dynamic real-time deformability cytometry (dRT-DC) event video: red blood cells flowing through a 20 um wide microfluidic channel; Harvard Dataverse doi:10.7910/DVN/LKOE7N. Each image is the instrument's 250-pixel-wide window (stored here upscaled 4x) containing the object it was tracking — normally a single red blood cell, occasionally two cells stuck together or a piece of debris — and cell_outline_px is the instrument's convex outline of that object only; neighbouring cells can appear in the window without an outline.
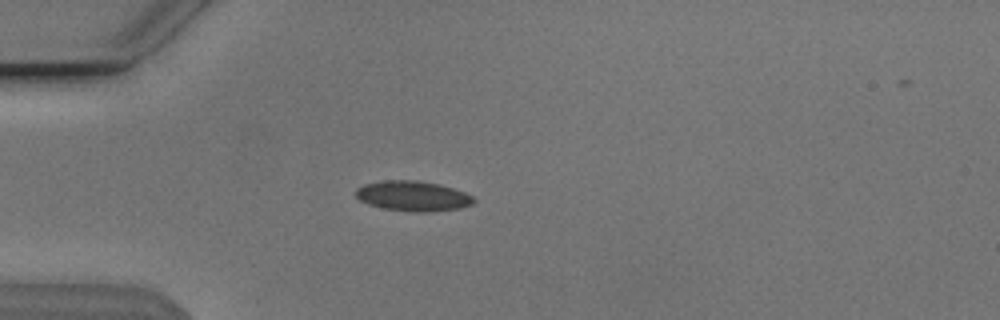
{"species": "Egyptian fruit bat (a non-hibernating species)", "species_latin": "Rousettus aegyptiacus", "temperature_condition": "cold", "stored_images_in_passage": 52, "camera_frame_rate_fps": 3000, "um_per_image_px": 0.085, "animal": {"sex": "male"}, "frame": {"image": 1, "passage_image": 14, "time_ms": 4.333, "image_size_px": [1000, 320], "cell_outline_px": [[476, 200], [472, 204], [460, 208], [432, 212], [412, 212], [384, 208], [368, 204], [360, 200], [356, 196], [356, 188], [364, 184], [384, 180], [416, 180], [436, 184], [452, 188], [464, 192], [472, 196]], "centroid_in_image_um": [35.09, 16.67], "position_along_channel_um": 49.9, "area_um2": 20.63}}
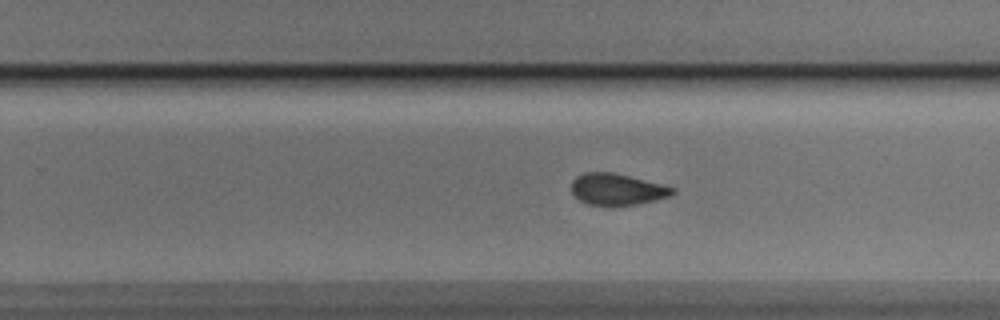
{"frame": {"image": 2, "passage_image": 33, "time_ms": 10.667, "image_size_px": [1000, 320], "cell_outline_px": [[676, 192], [668, 196], [636, 204], [608, 208], [588, 204], [580, 200], [572, 192], [572, 180], [576, 176], [584, 172], [612, 172], [676, 188]], "centroid_in_image_um": [52.4, 16.12], "position_along_channel_um": 277.4, "area_um2": 18.67}}
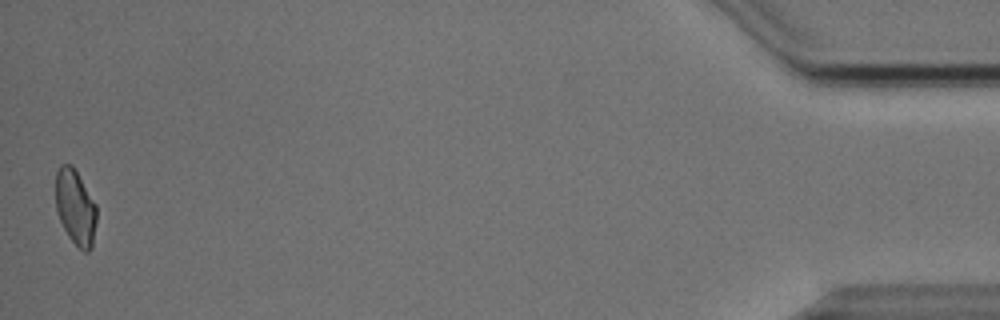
{"frame": {"image": 3, "passage_image": 52, "time_ms": 17.0, "image_size_px": [1000, 320], "cell_outline_px": [[96, 220], [92, 248], [88, 252], [84, 252], [68, 236], [60, 220], [56, 208], [56, 172], [60, 164], [72, 164], [96, 204]], "centroid_in_image_um": [6.41, 17.61], "position_along_channel_um": 428.8, "area_um2": 17.86}, "authors_computed_cell_mechanics": {"area_um2": 19.2185, "velocity_mm_per_s": 3.8316, "shape_relaxation_time_tau1_ms": 4.4158, "shape_relaxation_time_tau2_ms": 1.4937, "deformation_change_tau1": 0.1122, "deformation_change_tau2": 0.0598}}